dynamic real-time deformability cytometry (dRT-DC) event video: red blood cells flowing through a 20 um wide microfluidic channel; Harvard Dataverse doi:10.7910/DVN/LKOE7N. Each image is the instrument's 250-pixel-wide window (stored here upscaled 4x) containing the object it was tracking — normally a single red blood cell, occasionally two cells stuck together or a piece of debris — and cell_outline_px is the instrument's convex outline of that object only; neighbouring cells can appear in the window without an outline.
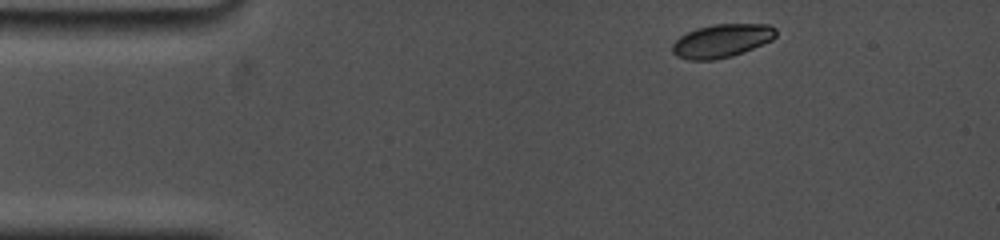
{"species": "common noctule bat (a hibernating species)", "species_latin": "Nyctalus noctula", "temperature_condition": "cold", "stored_images_in_passage": 26, "camera_frame_rate_fps": 5000, "um_per_image_px": 0.085, "animal": {"sex": "female", "body_mass_g": 19.0, "forearm_length_mm": 53.3}, "frame": {"image": 1, "passage_image": 1, "time_ms": 0.0, "image_size_px": [1000, 240], "cell_outline_px": [[776, 36], [772, 40], [744, 52], [732, 56], [716, 60], [688, 60], [676, 56], [672, 52], [672, 44], [680, 36], [696, 28], [716, 24], [768, 24], [776, 28]], "centroid_in_image_um": [61.35, 3.47], "position_along_channel_um": 23.7, "area_um2": 20.23}}
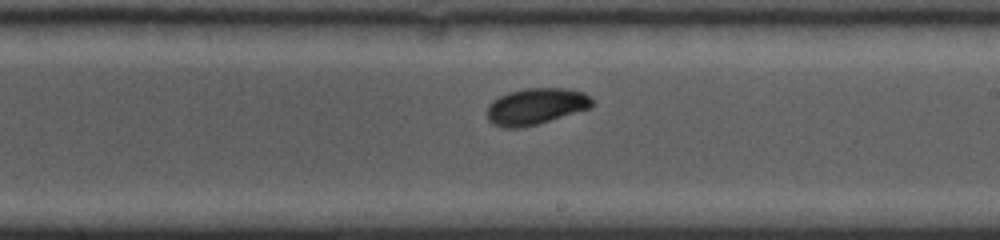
{"frame": {"image": 2, "passage_image": 14, "time_ms": 7.8, "image_size_px": [1000, 240], "cell_outline_px": [[592, 108], [536, 124], [520, 128], [504, 128], [492, 124], [488, 120], [488, 104], [492, 100], [508, 92], [524, 88], [568, 88], [584, 92], [592, 100]], "centroid_in_image_um": [45.54, 9.03], "position_along_channel_um": 243.5, "area_um2": 22.37}}
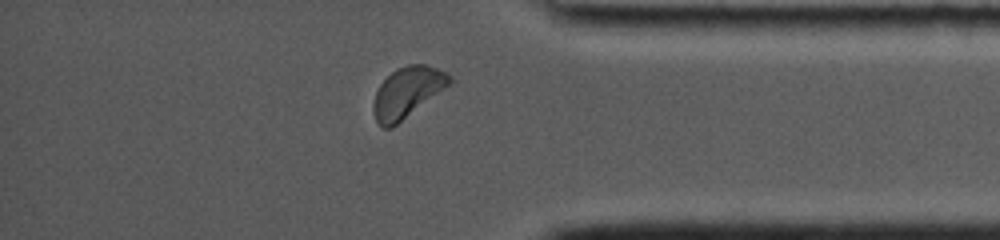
{"frame": {"image": 3, "passage_image": 23, "time_ms": 12.2, "image_size_px": [1000, 240], "cell_outline_px": [[452, 80], [448, 84], [392, 128], [380, 128], [372, 112], [372, 104], [376, 92], [380, 84], [396, 68], [408, 64], [424, 64], [436, 68], [452, 76]], "centroid_in_image_um": [34.54, 7.85], "position_along_channel_um": 400.7, "area_um2": 21.96}, "authors_computed_cell_mechanics": {"area_um2": 21.9351, "velocity_mm_per_s": 3.6589, "shape_relaxation_time_tau1_ms": 3.5879, "shape_relaxation_time_tau2_ms": null, "deformation_change_tau1": 0.1038, "deformation_change_tau2": null}}